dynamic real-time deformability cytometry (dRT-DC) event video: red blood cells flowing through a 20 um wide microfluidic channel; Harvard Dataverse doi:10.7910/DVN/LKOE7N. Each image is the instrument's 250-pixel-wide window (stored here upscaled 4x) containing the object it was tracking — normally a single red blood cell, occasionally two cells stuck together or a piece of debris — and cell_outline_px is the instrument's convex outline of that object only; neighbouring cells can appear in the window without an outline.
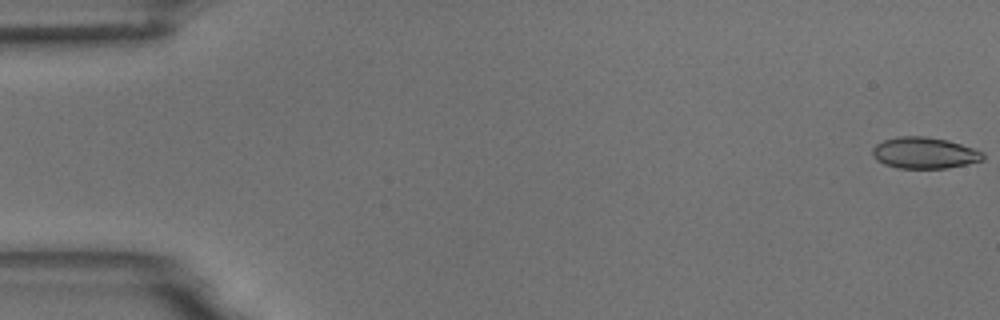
{"species": "common noctule bat (a hibernating species)", "species_latin": "Nyctalus noctula", "temperature_condition": "room temperature", "stored_images_in_passage": 23, "camera_frame_rate_fps": 3000, "um_per_image_px": 0.085, "animal": {"sex": "male", "body_mass_g": 18.8}, "frame": {"image": 1, "passage_image": 1, "time_ms": 0.0, "image_size_px": [1000, 320], "cell_outline_px": [[984, 160], [968, 164], [948, 168], [896, 168], [884, 164], [876, 160], [872, 156], [872, 148], [876, 144], [884, 140], [900, 136], [924, 136], [948, 140], [984, 152]], "centroid_in_image_um": [78.57, 13.0], "position_along_channel_um": 6.4, "area_um2": 20.29}}
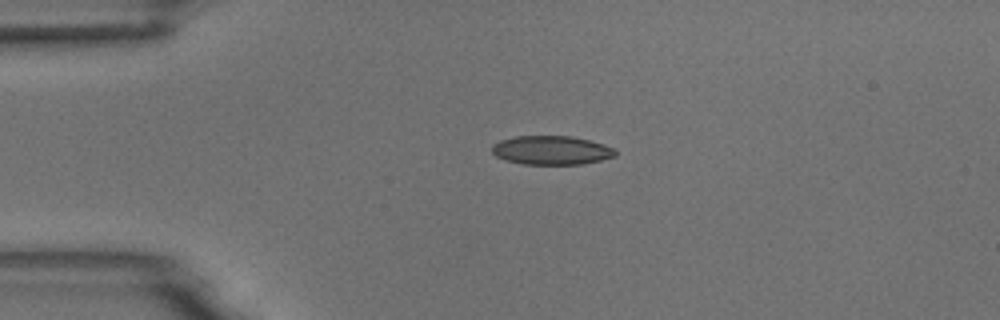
{"frame": {"image": 2, "passage_image": 13, "time_ms": 4.0, "image_size_px": [1000, 320], "cell_outline_px": [[616, 156], [584, 164], [524, 164], [504, 160], [496, 156], [492, 152], [492, 144], [500, 140], [516, 136], [572, 136], [604, 144], [612, 148], [616, 152]], "centroid_in_image_um": [46.85, 12.77], "position_along_channel_um": 38.2, "area_um2": 20.75}}
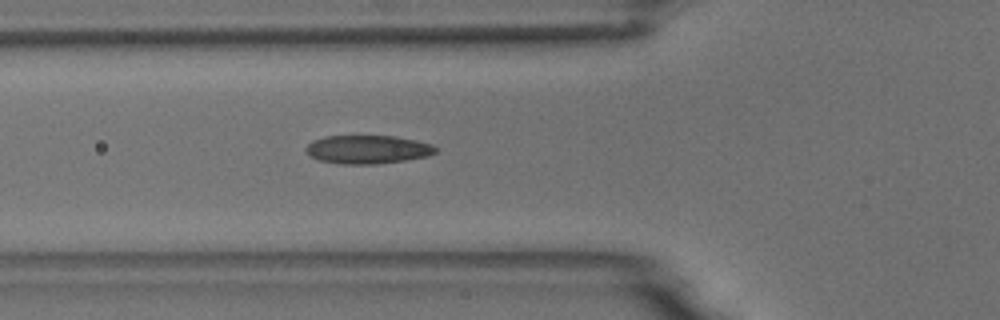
{"frame": {"image": 3, "passage_image": 20, "time_ms": 6.333, "image_size_px": [1000, 320], "cell_outline_px": [[436, 152], [428, 156], [404, 160], [376, 164], [340, 164], [320, 160], [308, 156], [304, 152], [304, 148], [312, 140], [324, 136], [396, 136], [416, 140], [432, 144], [436, 148]], "centroid_in_image_um": [31.2, 12.7], "position_along_channel_um": 94.6, "area_um2": 21.68}}